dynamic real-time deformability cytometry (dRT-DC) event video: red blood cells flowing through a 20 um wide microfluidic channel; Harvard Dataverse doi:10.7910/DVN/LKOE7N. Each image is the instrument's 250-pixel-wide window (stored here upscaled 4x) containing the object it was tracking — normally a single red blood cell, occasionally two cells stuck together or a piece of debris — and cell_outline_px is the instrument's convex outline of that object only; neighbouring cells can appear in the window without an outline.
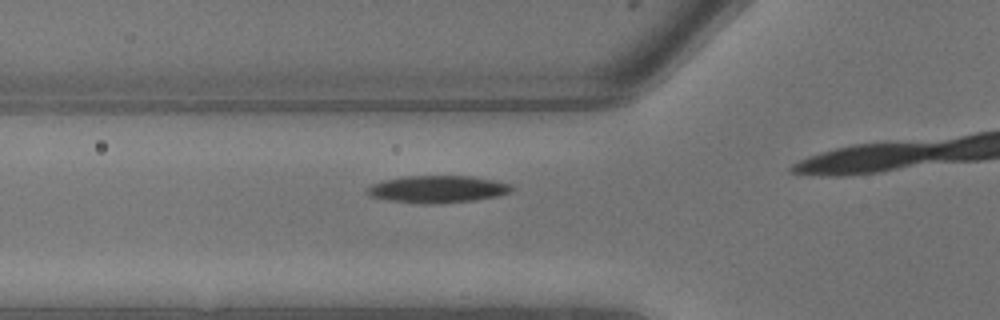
{"species": "common noctule bat (a hibernating species)", "species_latin": "Nyctalus noctula", "temperature_condition": "warm", "stored_images_in_passage": 10, "camera_frame_rate_fps": 3000, "um_per_image_px": 0.085, "animal": {"sex": "male", "body_mass_g": 13.3}, "frame": {"image": 1, "passage_image": 6, "time_ms": 1.667, "image_size_px": [1000, 320], "cell_outline_px": [[512, 192], [496, 196], [472, 200], [432, 204], [420, 204], [388, 200], [372, 196], [364, 192], [364, 188], [372, 184], [384, 180], [404, 176], [472, 176], [496, 180], [512, 184]], "centroid_in_image_um": [37.17, 16.07], "position_along_channel_um": 88.6, "area_um2": 23.0}}